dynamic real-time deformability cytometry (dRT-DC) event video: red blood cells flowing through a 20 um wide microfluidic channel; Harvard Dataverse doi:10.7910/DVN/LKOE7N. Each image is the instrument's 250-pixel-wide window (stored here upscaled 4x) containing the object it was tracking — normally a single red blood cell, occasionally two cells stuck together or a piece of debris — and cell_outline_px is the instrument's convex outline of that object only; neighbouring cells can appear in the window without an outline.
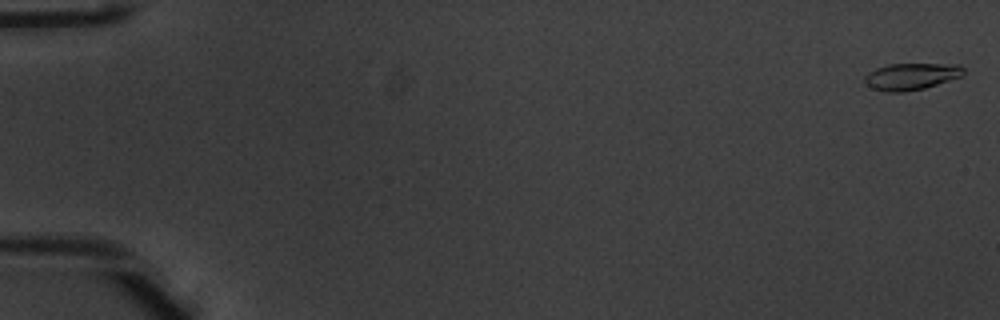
{"species": "common noctule bat (a hibernating species)", "species_latin": "Nyctalus noctula", "temperature_condition": "warm", "stored_images_in_passage": 53, "camera_frame_rate_fps": 3000, "um_per_image_px": 0.085, "animal": {"sex": "male", "body_mass_g": 20.1, "forearm_length_mm": 53.5}, "frame": {"image": 1, "passage_image": 1, "time_ms": 0.0, "image_size_px": [1000, 320], "cell_outline_px": [[964, 76], [924, 88], [904, 92], [884, 92], [872, 88], [864, 80], [864, 76], [868, 72], [876, 68], [888, 64], [960, 64], [964, 68]], "centroid_in_image_um": [77.47, 6.49], "position_along_channel_um": 7.5, "area_um2": 15.55}}
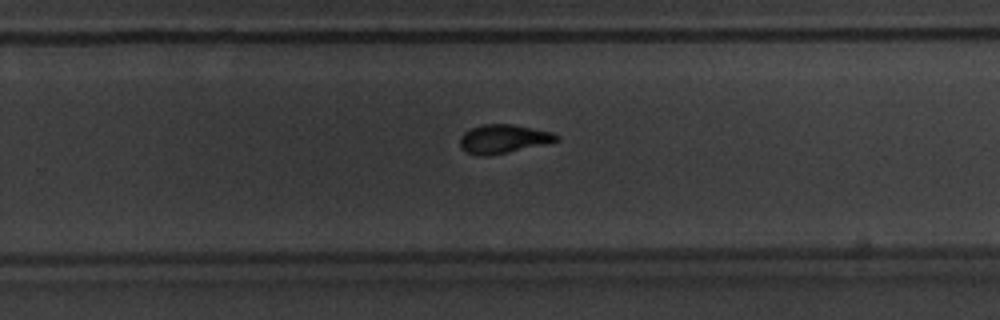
{"frame": {"image": 2, "passage_image": 35, "time_ms": 11.333, "image_size_px": [1000, 320], "cell_outline_px": [[560, 140], [544, 144], [508, 152], [488, 156], [480, 156], [468, 152], [460, 148], [460, 136], [464, 132], [472, 128], [484, 124], [512, 124], [552, 132], [560, 136]], "centroid_in_image_um": [42.78, 11.8], "position_along_channel_um": 287.0, "area_um2": 16.07}}
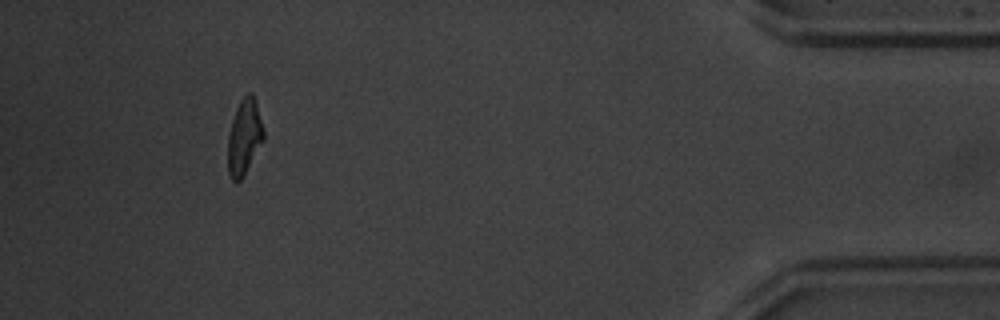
{"frame": {"image": 3, "passage_image": 49, "time_ms": 16.0, "image_size_px": [1000, 320], "cell_outline_px": [[264, 140], [244, 176], [236, 184], [232, 180], [228, 172], [228, 136], [232, 120], [236, 108], [240, 100], [248, 92], [252, 92], [256, 104], [264, 132]], "centroid_in_image_um": [20.76, 11.68], "position_along_channel_um": 414.4, "area_um2": 15.72}, "authors_computed_cell_mechanics": {"area_um2": 16.0684, "velocity_mm_per_s": 3.9467, "shape_relaxation_time_tau1_ms": 5.2057, "shape_relaxation_time_tau2_ms": 2.1264, "deformation_change_tau1": 0.2319, "deformation_change_tau2": 0.0963}}